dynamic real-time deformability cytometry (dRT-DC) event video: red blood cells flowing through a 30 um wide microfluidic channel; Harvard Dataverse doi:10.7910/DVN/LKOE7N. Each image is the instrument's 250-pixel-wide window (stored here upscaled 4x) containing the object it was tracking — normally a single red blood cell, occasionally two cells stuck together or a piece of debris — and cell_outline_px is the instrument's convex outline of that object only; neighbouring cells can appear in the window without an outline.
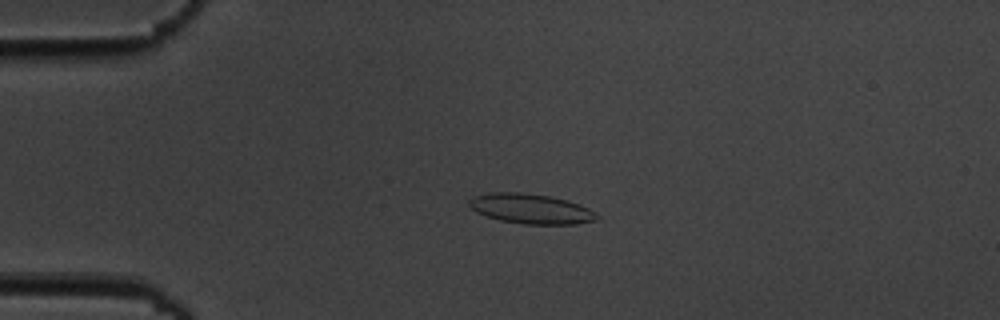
{"species": "common noctule bat (a hibernating species)", "species_latin": "Nyctalus noctula", "temperature_condition": "cold", "stored_images_in_passage": 6, "camera_frame_rate_fps": 3000, "um_per_image_px": 0.085, "animal": {"sex": "male", "body_mass_g": 19.5, "forearm_length_mm": 54.6}, "frame": {"image": 1, "passage_image": 4, "time_ms": 3.333, "image_size_px": [1000, 320], "cell_outline_px": [[600, 220], [576, 224], [524, 224], [500, 220], [476, 212], [468, 204], [468, 200], [472, 196], [488, 192], [520, 192], [552, 196], [568, 200], [580, 204], [596, 212], [600, 216]], "centroid_in_image_um": [45.16, 17.74], "position_along_channel_um": 39.8, "area_um2": 22.6}}
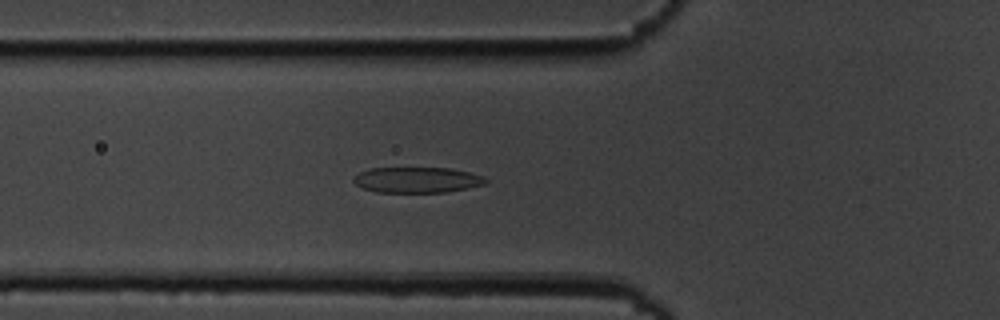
{"frame": {"image": 2, "passage_image": 6, "time_ms": 5.667, "image_size_px": [1000, 320], "cell_outline_px": [[488, 180], [484, 184], [468, 188], [448, 192], [376, 192], [364, 188], [356, 184], [352, 180], [360, 172], [368, 168], [452, 168], [484, 176]], "centroid_in_image_um": [35.47, 15.29], "position_along_channel_um": 90.3, "area_um2": 19.71}}